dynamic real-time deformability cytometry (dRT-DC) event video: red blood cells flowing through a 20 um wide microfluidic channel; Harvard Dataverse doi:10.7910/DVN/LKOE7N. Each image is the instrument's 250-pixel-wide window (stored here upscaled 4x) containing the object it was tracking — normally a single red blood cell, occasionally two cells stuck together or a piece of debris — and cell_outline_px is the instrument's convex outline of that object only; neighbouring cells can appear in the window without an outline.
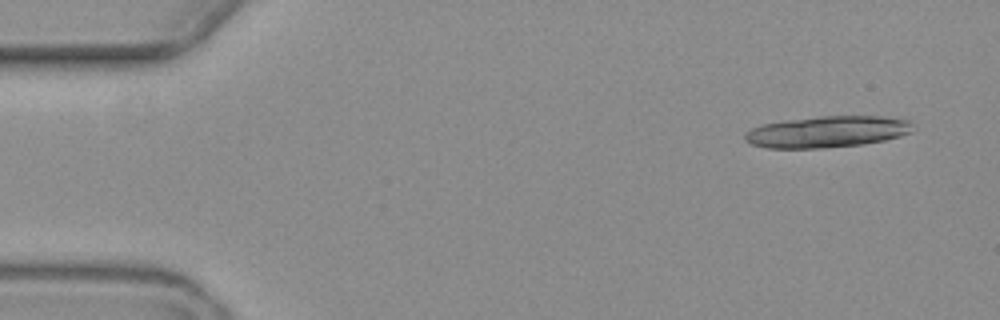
{"species": "common noctule bat (a hibernating species)", "species_latin": "Nyctalus noctula", "temperature_condition": "warm", "stored_images_in_passage": 5, "camera_frame_rate_fps": 3000, "um_per_image_px": 0.085, "animal": {"sex": "female", "body_mass_g": 19.3, "forearm_length_mm": 54.1}, "frame": {"image": 1, "passage_image": 1, "time_ms": 0.0, "image_size_px": [1000, 320], "cell_outline_px": [[912, 132], [900, 136], [884, 140], [864, 144], [820, 148], [764, 148], [752, 144], [744, 140], [744, 136], [752, 128], [764, 124], [788, 120], [820, 116], [880, 116], [908, 120]], "centroid_in_image_um": [70.29, 11.21], "position_along_channel_um": 14.7, "area_um2": 30.46}}
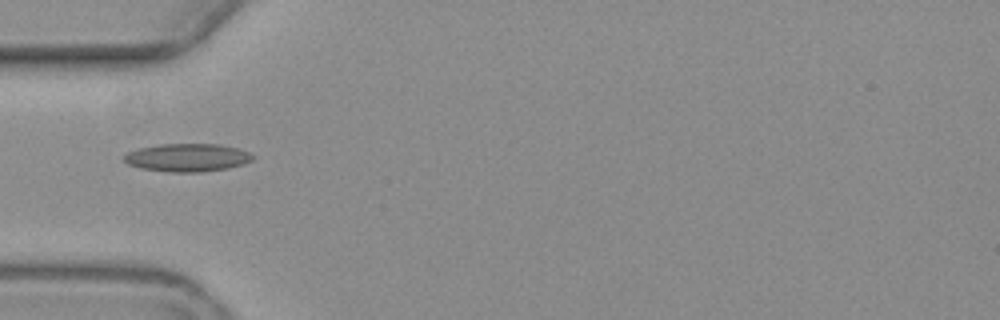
{"frame": {"image": 2, "passage_image": 5, "time_ms": 5.0, "image_size_px": [1000, 320], "cell_outline_px": [[256, 156], [252, 160], [244, 164], [228, 168], [200, 172], [168, 172], [140, 168], [128, 164], [124, 160], [124, 156], [128, 152], [140, 148], [160, 144], [220, 144], [236, 148], [248, 152]], "centroid_in_image_um": [15.94, 13.4], "position_along_channel_um": 69.1, "area_um2": 20.98}}